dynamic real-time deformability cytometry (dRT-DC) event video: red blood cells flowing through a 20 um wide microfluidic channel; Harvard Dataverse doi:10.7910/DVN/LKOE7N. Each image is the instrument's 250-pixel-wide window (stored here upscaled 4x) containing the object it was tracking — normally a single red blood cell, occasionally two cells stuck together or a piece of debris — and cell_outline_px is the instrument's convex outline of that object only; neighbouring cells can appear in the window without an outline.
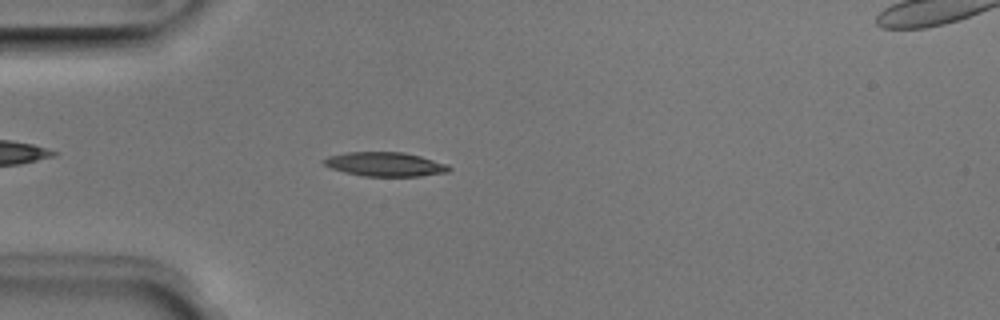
{"species": "Egyptian fruit bat (a non-hibernating species)", "species_latin": "Rousettus aegyptiacus", "temperature_condition": "room temperature", "stored_images_in_passage": 45, "camera_frame_rate_fps": 3000, "um_per_image_px": 0.085, "animal": {"sex": "male"}, "frame": {"image": 1, "passage_image": 8, "time_ms": 2.333, "image_size_px": [1000, 320], "cell_outline_px": [[452, 168], [448, 172], [420, 176], [364, 176], [344, 172], [332, 168], [324, 164], [320, 160], [328, 156], [348, 152], [404, 152], [420, 156], [448, 164]], "centroid_in_image_um": [32.74, 13.96], "position_along_channel_um": 52.3, "area_um2": 17.63}}
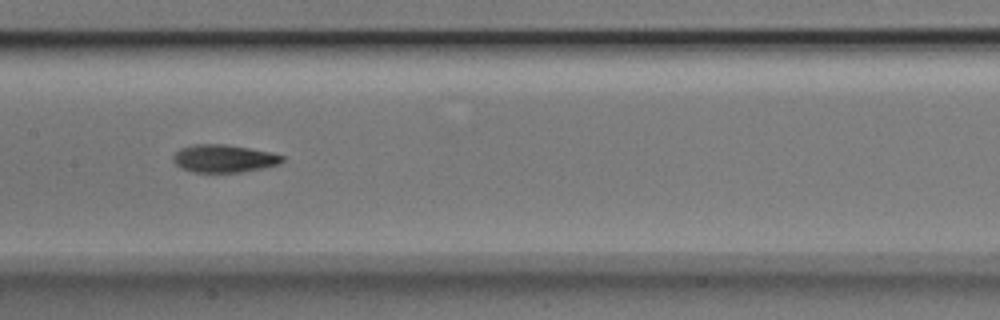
{"frame": {"image": 2, "passage_image": 19, "time_ms": 6.0, "image_size_px": [1000, 320], "cell_outline_px": [[284, 160], [280, 164], [264, 168], [240, 172], [196, 172], [180, 168], [172, 160], [172, 156], [180, 148], [196, 144], [228, 144], [272, 152], [284, 156]], "centroid_in_image_um": [19.05, 13.47], "position_along_channel_um": 188.3, "area_um2": 17.8}}
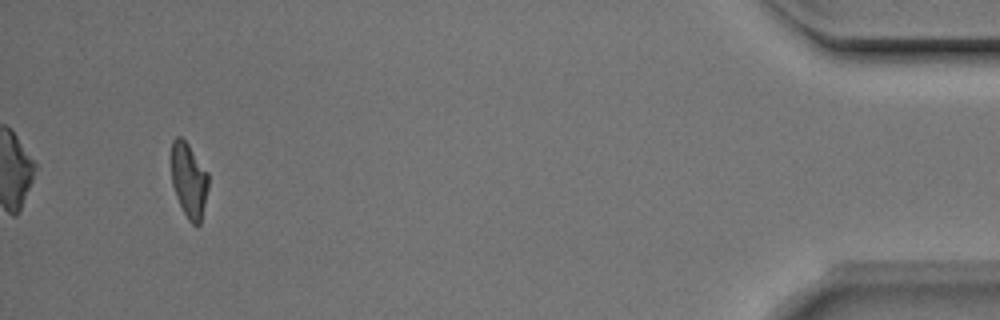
{"frame": {"image": 3, "passage_image": 42, "time_ms": 13.667, "image_size_px": [1000, 320], "cell_outline_px": [[208, 188], [200, 224], [192, 224], [188, 220], [176, 196], [172, 184], [172, 140], [176, 136], [180, 136], [188, 144], [208, 172]], "centroid_in_image_um": [16.06, 15.31], "position_along_channel_um": 419.1, "area_um2": 15.95}, "authors_computed_cell_mechanics": {"area_um2": 17.5134, "velocity_mm_per_s": 3.9721, "shape_relaxation_time_tau1_ms": 2.6937, "shape_relaxation_time_tau2_ms": 4.0608, "deformation_change_tau1": 0.1344, "deformation_change_tau2": 0.0963}}